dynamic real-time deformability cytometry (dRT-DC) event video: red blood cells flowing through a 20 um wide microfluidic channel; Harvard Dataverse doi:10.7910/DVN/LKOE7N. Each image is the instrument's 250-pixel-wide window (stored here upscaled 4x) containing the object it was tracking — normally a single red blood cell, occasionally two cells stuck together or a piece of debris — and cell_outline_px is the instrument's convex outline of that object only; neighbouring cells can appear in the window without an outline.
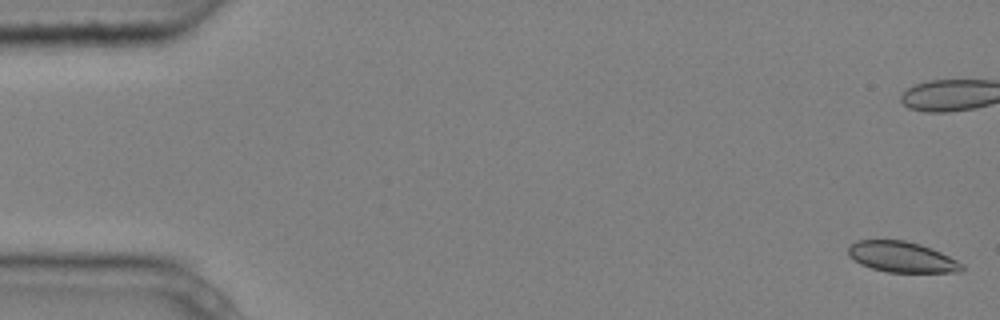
{"species": "common noctule bat (a hibernating species)", "species_latin": "Nyctalus noctula", "temperature_condition": "cold", "stored_images_in_passage": 5, "camera_frame_rate_fps": 3000, "um_per_image_px": 0.085, "animal": {"sex": "male", "body_mass_g": 20.4}, "frame": {"image": 1, "passage_image": 1, "time_ms": 0.0, "image_size_px": [1000, 320], "cell_outline_px": [[964, 268], [960, 272], [888, 272], [872, 268], [860, 264], [848, 256], [848, 248], [856, 240], [904, 240], [920, 244], [932, 248], [964, 264]], "centroid_in_image_um": [76.65, 21.84], "position_along_channel_um": 8.3, "area_um2": 20.29}}